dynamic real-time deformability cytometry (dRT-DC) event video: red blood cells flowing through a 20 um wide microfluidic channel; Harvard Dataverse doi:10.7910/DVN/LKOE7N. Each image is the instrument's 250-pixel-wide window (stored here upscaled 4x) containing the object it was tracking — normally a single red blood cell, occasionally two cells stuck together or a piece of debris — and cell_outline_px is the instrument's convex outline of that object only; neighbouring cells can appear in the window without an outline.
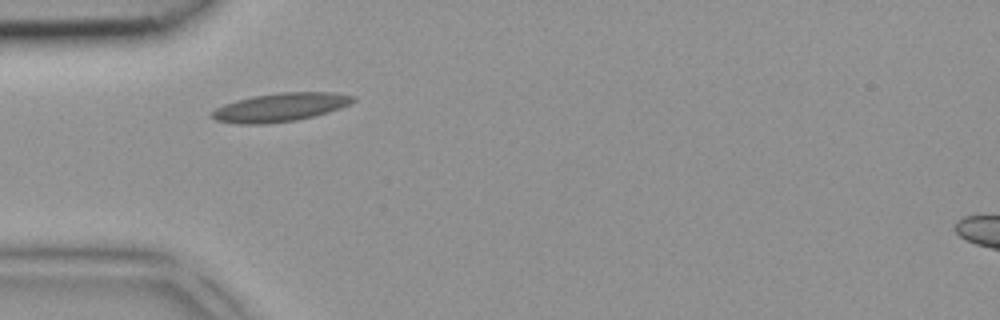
{"species": "common noctule bat (a hibernating species)", "species_latin": "Nyctalus noctula", "temperature_condition": "room temperature", "stored_images_in_passage": 1, "camera_frame_rate_fps": 3000, "um_per_image_px": 0.085, "animal": {"sex": "female", "body_mass_g": 18.4}, "frame": {"image": 1, "passage_image": 1, "time_ms": 0.0, "image_size_px": [1000, 320], "cell_outline_px": [[356, 100], [340, 108], [328, 112], [296, 120], [264, 124], [236, 124], [216, 120], [212, 116], [212, 112], [216, 108], [224, 104], [236, 100], [252, 96], [280, 92], [332, 92], [356, 96]], "centroid_in_image_um": [23.82, 9.11], "position_along_channel_um": 61.2, "area_um2": 23.35}}